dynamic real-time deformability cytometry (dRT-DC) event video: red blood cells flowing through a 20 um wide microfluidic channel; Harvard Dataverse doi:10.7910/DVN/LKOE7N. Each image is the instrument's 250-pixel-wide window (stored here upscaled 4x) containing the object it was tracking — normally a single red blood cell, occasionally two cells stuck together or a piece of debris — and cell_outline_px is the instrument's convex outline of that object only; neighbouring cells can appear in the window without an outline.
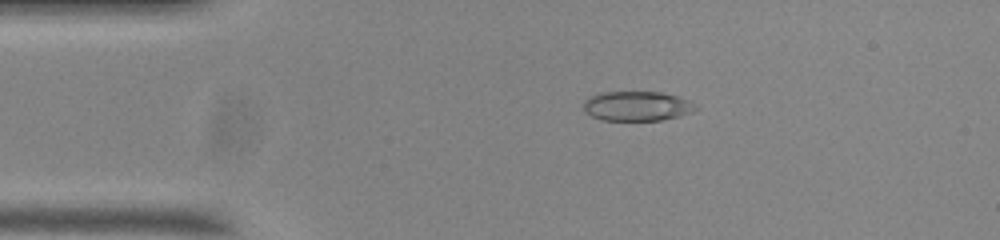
{"species": "common noctule bat (a hibernating species)", "species_latin": "Nyctalus noctula", "temperature_condition": "room temperature", "stored_images_in_passage": 48, "camera_frame_rate_fps": 3000, "um_per_image_px": 0.085, "animal": {"sex": "male", "body_mass_g": 20.0, "forearm_length_mm": 53.3}, "frame": {"image": 1, "passage_image": 4, "time_ms": 1.0, "image_size_px": [1000, 240], "cell_outline_px": [[700, 108], [692, 112], [680, 116], [660, 120], [600, 120], [592, 116], [584, 108], [584, 100], [588, 96], [600, 92], [660, 92], [676, 96], [688, 100]], "centroid_in_image_um": [54.14, 9.01], "position_along_channel_um": 30.9, "area_um2": 19.36}}
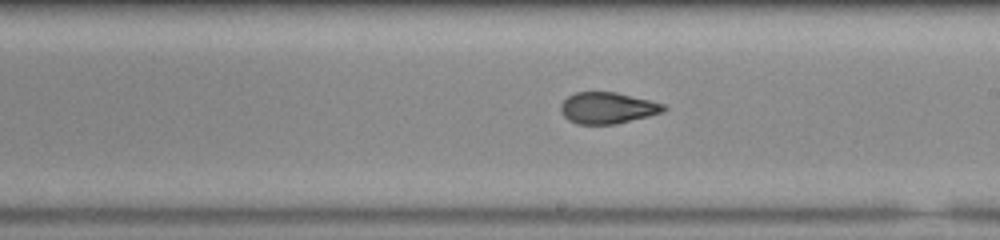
{"frame": {"image": 2, "passage_image": 24, "time_ms": 7.667, "image_size_px": [1000, 240], "cell_outline_px": [[668, 108], [664, 112], [616, 124], [576, 124], [568, 120], [560, 112], [560, 104], [568, 96], [576, 92], [616, 92], [664, 104]], "centroid_in_image_um": [51.62, 9.18], "position_along_channel_um": 237.4, "area_um2": 18.84}}
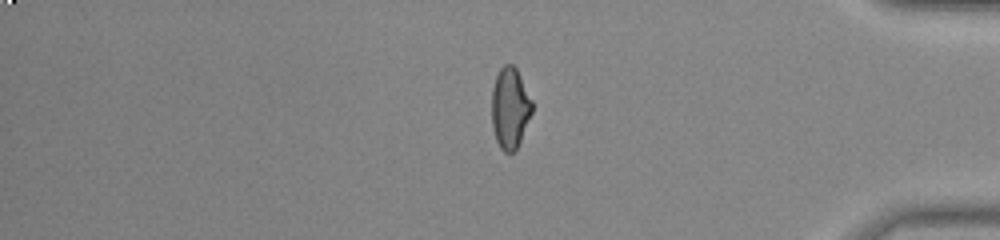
{"frame": {"image": 3, "passage_image": 39, "time_ms": 12.667, "image_size_px": [1000, 240], "cell_outline_px": [[532, 112], [520, 140], [516, 148], [512, 152], [504, 152], [500, 148], [496, 140], [492, 124], [492, 88], [496, 76], [500, 68], [504, 64], [512, 64], [516, 68], [532, 100]], "centroid_in_image_um": [43.34, 9.16], "position_along_channel_um": 391.9, "area_um2": 18.84}, "authors_computed_cell_mechanics": {"area_um2": 19.363, "velocity_mm_per_s": 3.715, "shape_relaxation_time_tau1_ms": null, "shape_relaxation_time_tau2_ms": 1.3837, "deformation_change_tau1": null, "deformation_change_tau2": 0.0704}}